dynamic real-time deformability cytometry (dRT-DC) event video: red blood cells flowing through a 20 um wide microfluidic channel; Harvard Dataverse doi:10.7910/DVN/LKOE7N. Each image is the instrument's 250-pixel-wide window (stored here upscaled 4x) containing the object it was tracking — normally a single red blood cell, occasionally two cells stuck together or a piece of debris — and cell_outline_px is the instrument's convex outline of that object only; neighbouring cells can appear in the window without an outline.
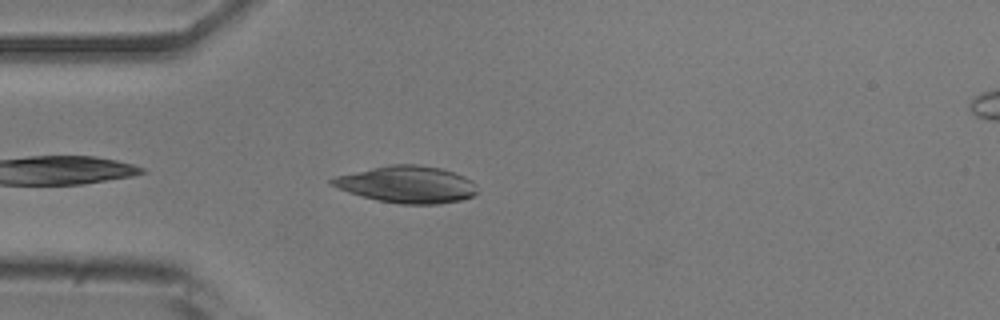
{"species": "common noctule bat (a hibernating species)", "species_latin": "Nyctalus noctula", "temperature_condition": "room temperature", "stored_images_in_passage": 14, "camera_frame_rate_fps": 3000, "um_per_image_px": 0.085, "animal": {"sex": "male", "body_mass_g": 20.5, "forearm_length_mm": 52.5}, "frame": {"image": 1, "passage_image": 3, "time_ms": 0.667, "image_size_px": [1000, 320], "cell_outline_px": [[476, 192], [472, 196], [460, 200], [440, 204], [400, 204], [376, 200], [348, 192], [328, 184], [328, 180], [336, 176], [388, 164], [416, 164], [440, 168], [464, 176], [472, 180], [476, 184]], "centroid_in_image_um": [34.57, 15.68], "position_along_channel_um": 50.4, "area_um2": 31.27}}
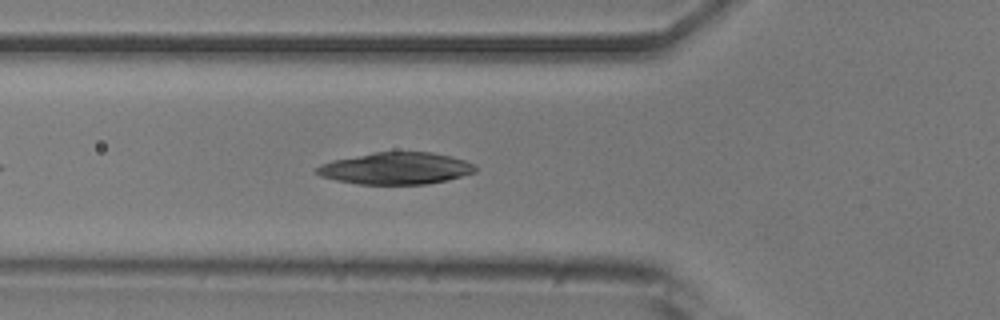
{"frame": {"image": 2, "passage_image": 7, "time_ms": 2.0, "image_size_px": [1000, 320], "cell_outline_px": [[476, 172], [448, 180], [428, 184], [356, 184], [336, 180], [320, 176], [316, 172], [316, 168], [320, 164], [332, 160], [376, 152], [432, 152], [452, 156], [464, 160], [472, 164], [476, 168]], "centroid_in_image_um": [33.65, 14.31], "position_along_channel_um": 92.1, "area_um2": 29.48}}
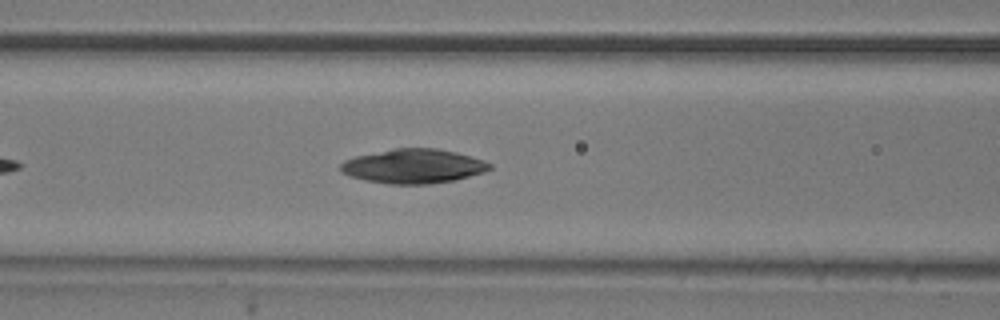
{"frame": {"image": 3, "passage_image": 10, "time_ms": 3.0, "image_size_px": [1000, 320], "cell_outline_px": [[492, 168], [484, 172], [456, 180], [432, 184], [388, 184], [364, 180], [348, 176], [340, 172], [340, 164], [344, 160], [356, 156], [396, 148], [436, 148], [456, 152], [472, 156], [484, 160], [492, 164]], "centroid_in_image_um": [35.15, 14.13], "position_along_channel_um": 131.5, "area_um2": 30.06}}